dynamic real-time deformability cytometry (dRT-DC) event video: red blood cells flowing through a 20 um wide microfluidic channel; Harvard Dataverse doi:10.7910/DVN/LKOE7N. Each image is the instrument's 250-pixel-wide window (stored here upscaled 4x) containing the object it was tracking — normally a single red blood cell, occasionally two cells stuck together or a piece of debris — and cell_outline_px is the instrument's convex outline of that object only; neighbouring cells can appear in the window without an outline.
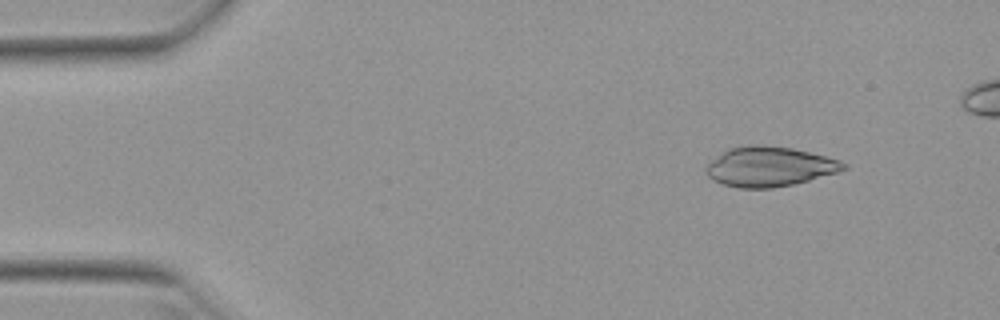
{"species": "Egyptian fruit bat (a non-hibernating species)", "species_latin": "Rousettus aegyptiacus", "temperature_condition": "warm", "stored_images_in_passage": 46, "camera_frame_rate_fps": 3000, "um_per_image_px": 0.085, "animal": {"sex": "female"}, "frame": {"image": 1, "passage_image": 3, "time_ms": 0.667, "image_size_px": [1000, 320], "cell_outline_px": [[848, 168], [840, 172], [792, 184], [772, 188], [740, 188], [724, 184], [712, 180], [704, 172], [704, 168], [712, 160], [728, 148], [748, 144], [764, 144], [792, 148], [840, 160], [848, 164]], "centroid_in_image_um": [65.4, 14.15], "position_along_channel_um": 19.6, "area_um2": 32.02}}
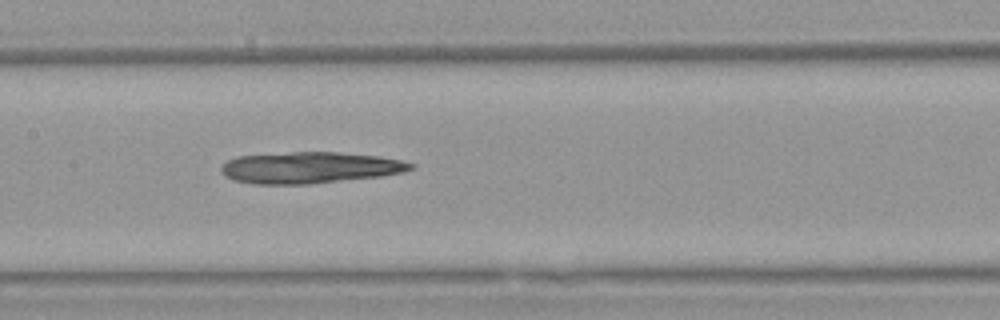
{"frame": {"image": 2, "passage_image": 22, "time_ms": 7.0, "image_size_px": [1000, 320], "cell_outline_px": [[416, 168], [404, 172], [380, 176], [308, 184], [252, 184], [232, 180], [224, 176], [220, 172], [220, 168], [228, 160], [236, 156], [292, 152], [340, 152], [380, 156], [400, 160], [416, 164]], "centroid_in_image_um": [26.33, 14.25], "position_along_channel_um": 181.1, "area_um2": 34.91}}
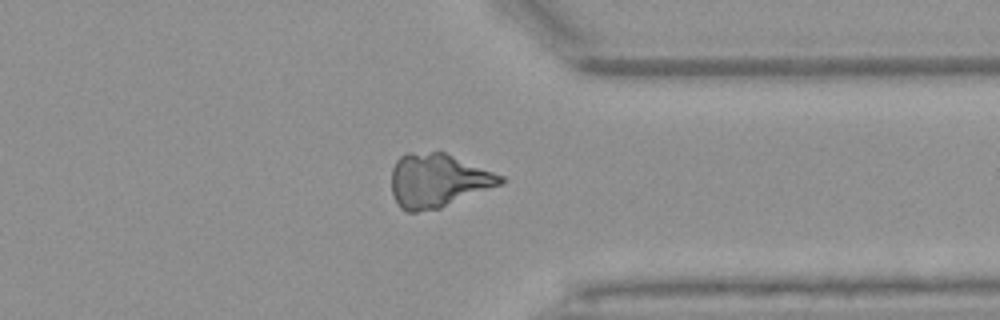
{"frame": {"image": 3, "passage_image": 37, "time_ms": 12.0, "image_size_px": [1000, 320], "cell_outline_px": [[504, 184], [440, 208], [416, 212], [408, 212], [400, 208], [392, 192], [392, 168], [396, 160], [400, 156], [408, 152], [444, 152], [504, 176]], "centroid_in_image_um": [37.22, 15.34], "position_along_channel_um": 374.2, "area_um2": 34.16}}